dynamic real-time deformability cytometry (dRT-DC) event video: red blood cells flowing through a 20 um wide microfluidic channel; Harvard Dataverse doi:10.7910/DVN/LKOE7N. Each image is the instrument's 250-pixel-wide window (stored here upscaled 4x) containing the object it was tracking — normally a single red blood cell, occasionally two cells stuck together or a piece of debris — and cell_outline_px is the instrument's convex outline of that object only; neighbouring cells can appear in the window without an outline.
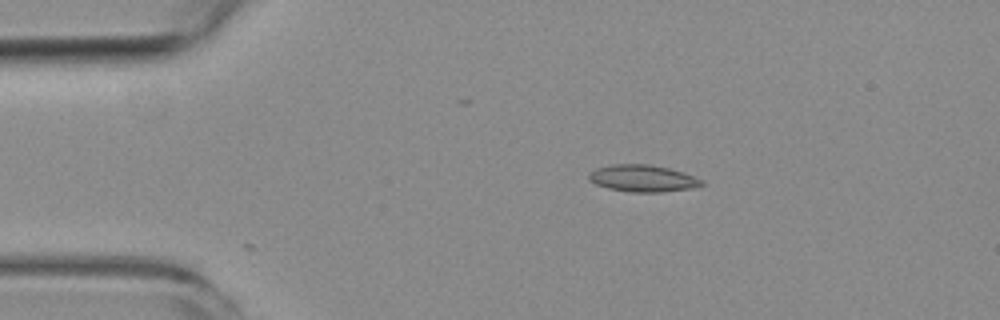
{"species": "common noctule bat (a hibernating species)", "species_latin": "Nyctalus noctula", "temperature_condition": "room temperature", "stored_images_in_passage": 4, "camera_frame_rate_fps": 3000, "um_per_image_px": 0.085, "animal": {"sex": "female", "body_mass_g": 19.3, "forearm_length_mm": 54.1}, "frame": {"image": 1, "passage_image": 3, "time_ms": 2.333, "image_size_px": [1000, 320], "cell_outline_px": [[704, 184], [692, 188], [660, 192], [628, 192], [608, 188], [596, 184], [588, 180], [588, 172], [596, 168], [612, 164], [648, 164], [668, 168], [704, 180]], "centroid_in_image_um": [54.58, 15.16], "position_along_channel_um": 30.4, "area_um2": 17.63}}